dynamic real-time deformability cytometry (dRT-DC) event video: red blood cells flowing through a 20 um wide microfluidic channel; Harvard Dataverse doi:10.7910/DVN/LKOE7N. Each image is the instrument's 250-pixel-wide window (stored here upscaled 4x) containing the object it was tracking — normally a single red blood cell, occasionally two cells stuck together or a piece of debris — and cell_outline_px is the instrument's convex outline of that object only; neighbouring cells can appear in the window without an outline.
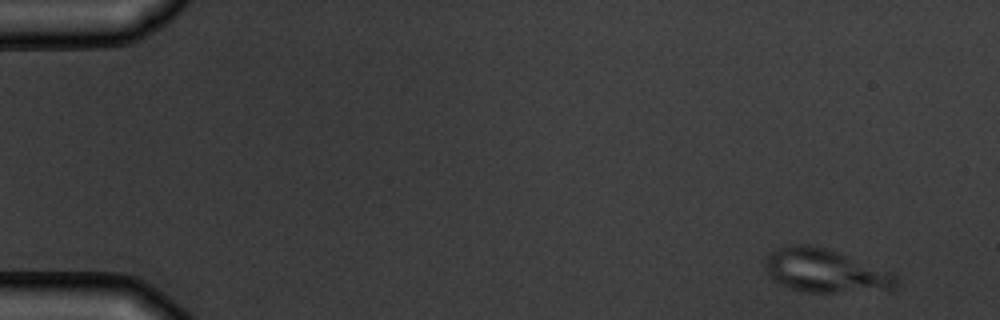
{"species": "common noctule bat (a hibernating species)", "species_latin": "Nyctalus noctula", "temperature_condition": "warm", "stored_images_in_passage": 6, "camera_frame_rate_fps": 3000, "um_per_image_px": 0.085, "animal": {"sex": "male", "body_mass_g": 19.5, "forearm_length_mm": 54.6}, "frame": {"image": 1, "passage_image": 1, "time_ms": 0.0, "image_size_px": [1000, 320], "cell_outline_px": [[900, 280], [896, 288], [888, 292], [804, 292], [788, 288], [772, 280], [764, 268], [764, 260], [776, 248], [788, 244], [804, 244], [824, 248], [836, 252], [892, 272]], "centroid_in_image_um": [70.17, 23.05], "position_along_channel_um": 14.8, "area_um2": 33.64}}